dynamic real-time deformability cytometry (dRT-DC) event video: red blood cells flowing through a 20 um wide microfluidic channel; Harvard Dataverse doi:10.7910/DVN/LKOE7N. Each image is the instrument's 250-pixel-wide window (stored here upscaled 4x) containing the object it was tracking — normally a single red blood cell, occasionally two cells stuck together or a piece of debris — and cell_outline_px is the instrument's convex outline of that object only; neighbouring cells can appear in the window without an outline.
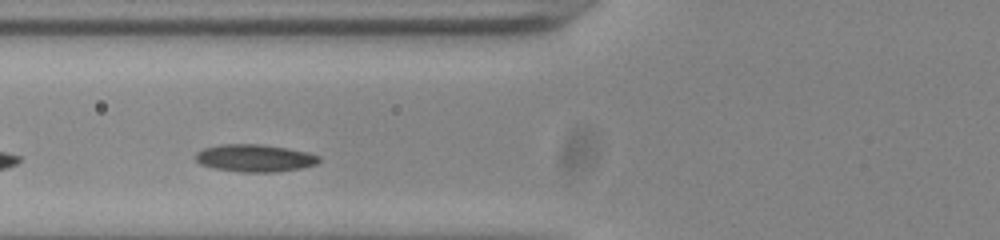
{"species": "common noctule bat (a hibernating species)", "species_latin": "Nyctalus noctula", "temperature_condition": "room temperature", "stored_images_in_passage": 17, "camera_frame_rate_fps": 3000, "um_per_image_px": 0.085, "animal": {"sex": "male", "body_mass_g": 20.0, "forearm_length_mm": 53.3}, "frame": {"image": 1, "passage_image": 6, "time_ms": 1.667, "image_size_px": [1000, 240], "cell_outline_px": [[320, 160], [316, 164], [300, 168], [272, 172], [244, 172], [212, 168], [200, 164], [196, 160], [196, 152], [204, 148], [220, 144], [260, 144], [288, 148], [308, 152], [320, 156]], "centroid_in_image_um": [21.64, 13.43], "position_along_channel_um": 104.2, "area_um2": 19.71}}
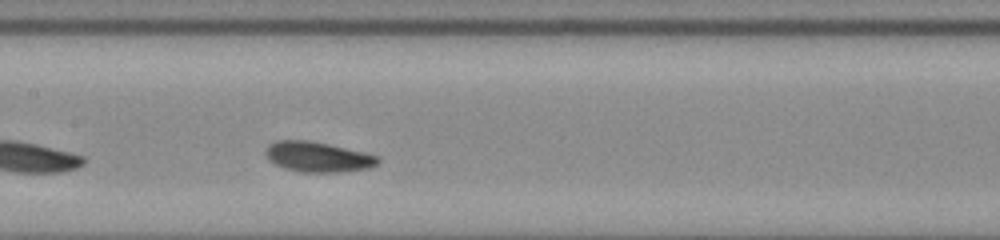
{"frame": {"image": 2, "passage_image": 12, "time_ms": 3.667, "image_size_px": [1000, 240], "cell_outline_px": [[380, 160], [376, 164], [368, 168], [336, 172], [304, 172], [284, 168], [268, 160], [264, 152], [264, 148], [268, 144], [276, 140], [308, 140], [328, 144], [364, 152], [380, 156]], "centroid_in_image_um": [26.97, 13.32], "position_along_channel_um": 180.4, "area_um2": 19.77}}